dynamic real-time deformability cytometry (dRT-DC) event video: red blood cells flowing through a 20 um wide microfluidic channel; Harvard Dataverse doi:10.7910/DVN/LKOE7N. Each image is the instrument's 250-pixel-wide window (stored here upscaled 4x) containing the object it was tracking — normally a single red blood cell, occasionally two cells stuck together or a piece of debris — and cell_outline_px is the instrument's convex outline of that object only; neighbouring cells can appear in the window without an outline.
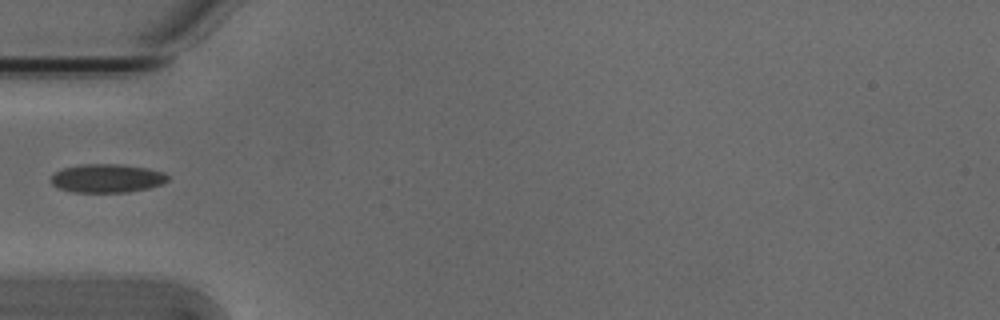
{"species": "Egyptian fruit bat (a non-hibernating species)", "species_latin": "Rousettus aegyptiacus", "temperature_condition": "cold", "stored_images_in_passage": 4, "camera_frame_rate_fps": 3000, "um_per_image_px": 0.085, "animal": {"sex": "male"}, "frame": {"image": 1, "passage_image": 3, "time_ms": 0.667, "image_size_px": [1000, 320], "cell_outline_px": [[168, 180], [160, 184], [148, 188], [128, 192], [72, 192], [56, 188], [52, 184], [52, 176], [56, 172], [64, 168], [80, 164], [120, 164], [148, 168], [164, 172], [168, 176]], "centroid_in_image_um": [9.09, 15.15], "position_along_channel_um": 75.9, "area_um2": 19.42}}
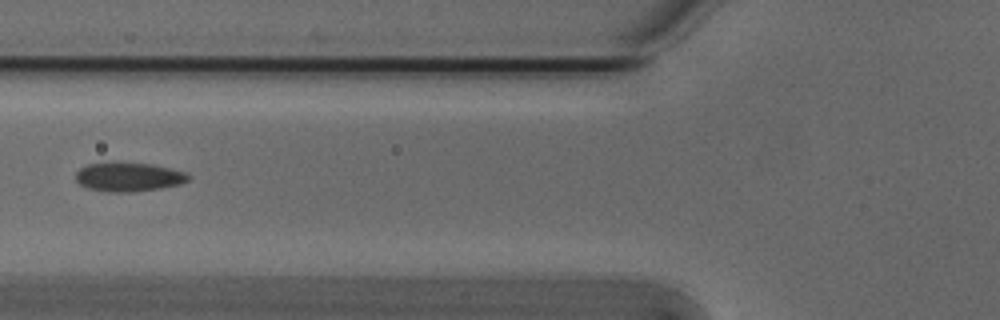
{"frame": {"image": 2, "passage_image": 4, "time_ms": 1.0, "image_size_px": [1000, 320], "cell_outline_px": [[192, 176], [188, 180], [180, 184], [160, 188], [132, 192], [108, 192], [88, 188], [80, 184], [76, 180], [76, 172], [80, 168], [88, 164], [152, 164], [184, 172]], "centroid_in_image_um": [10.94, 15.07], "position_along_channel_um": 114.9, "area_um2": 18.5}}